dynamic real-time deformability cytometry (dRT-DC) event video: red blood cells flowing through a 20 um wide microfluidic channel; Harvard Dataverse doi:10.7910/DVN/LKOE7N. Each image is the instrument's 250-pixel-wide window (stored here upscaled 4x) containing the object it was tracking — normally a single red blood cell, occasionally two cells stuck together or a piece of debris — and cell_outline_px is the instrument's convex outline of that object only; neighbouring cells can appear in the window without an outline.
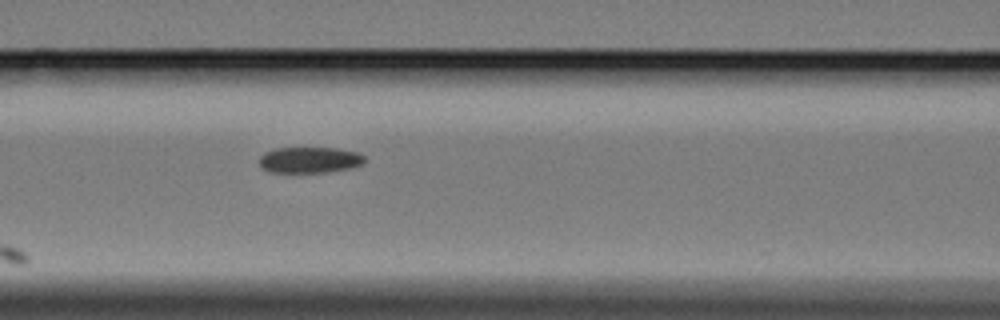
{"species": "Egyptian fruit bat (a non-hibernating species)", "species_latin": "Rousettus aegyptiacus", "temperature_condition": "cold", "stored_images_in_passage": 5, "camera_frame_rate_fps": 3000, "um_per_image_px": 0.085, "animal": {"sex": "female"}, "frame": {"image": 1, "passage_image": 5, "time_ms": 5.0, "image_size_px": [1000, 320], "cell_outline_px": [[364, 164], [352, 168], [324, 172], [268, 172], [260, 168], [260, 156], [264, 152], [272, 148], [336, 148], [360, 152], [364, 156]], "centroid_in_image_um": [26.31, 13.59], "position_along_channel_um": 140.3, "area_um2": 16.18}}